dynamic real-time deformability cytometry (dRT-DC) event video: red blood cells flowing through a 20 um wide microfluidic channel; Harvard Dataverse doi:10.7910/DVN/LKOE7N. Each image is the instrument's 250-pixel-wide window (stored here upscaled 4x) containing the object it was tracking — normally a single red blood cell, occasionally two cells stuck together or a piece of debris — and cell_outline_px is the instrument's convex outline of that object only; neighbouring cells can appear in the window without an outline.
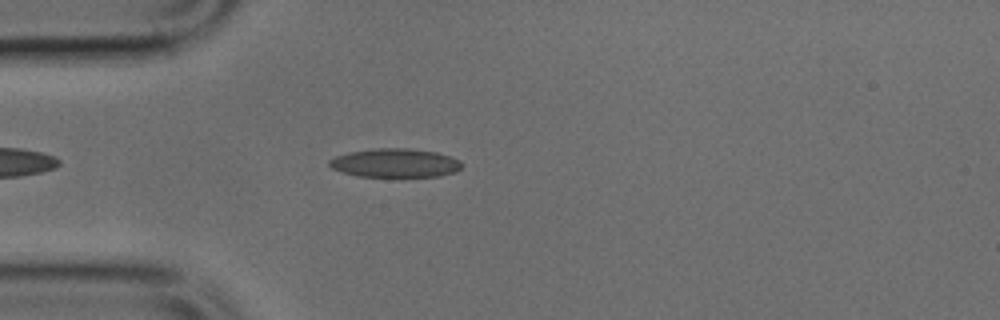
{"species": "common noctule bat (a hibernating species)", "species_latin": "Nyctalus noctula", "temperature_condition": "cold", "stored_images_in_passage": 41, "camera_frame_rate_fps": 3000, "um_per_image_px": 0.085, "animal": {"sex": "male", "body_mass_g": 17.9, "forearm_length_mm": 54.2}, "frame": {"image": 1, "passage_image": 5, "time_ms": 1.333, "image_size_px": [1000, 320], "cell_outline_px": [[464, 164], [456, 172], [440, 176], [360, 176], [344, 172], [332, 168], [328, 164], [328, 160], [336, 156], [348, 152], [376, 148], [408, 148], [436, 152], [460, 160]], "centroid_in_image_um": [33.6, 13.84], "position_along_channel_um": 51.4, "area_um2": 22.08}}
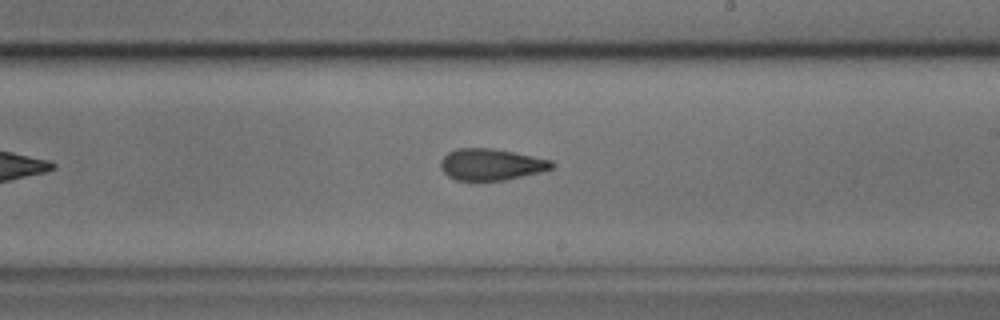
{"frame": {"image": 2, "passage_image": 20, "time_ms": 6.333, "image_size_px": [1000, 320], "cell_outline_px": [[556, 164], [552, 168], [540, 172], [504, 180], [456, 180], [448, 176], [440, 168], [440, 160], [448, 152], [456, 148], [492, 148], [552, 160]], "centroid_in_image_um": [41.72, 13.97], "position_along_channel_um": 247.3, "area_um2": 20.35}}
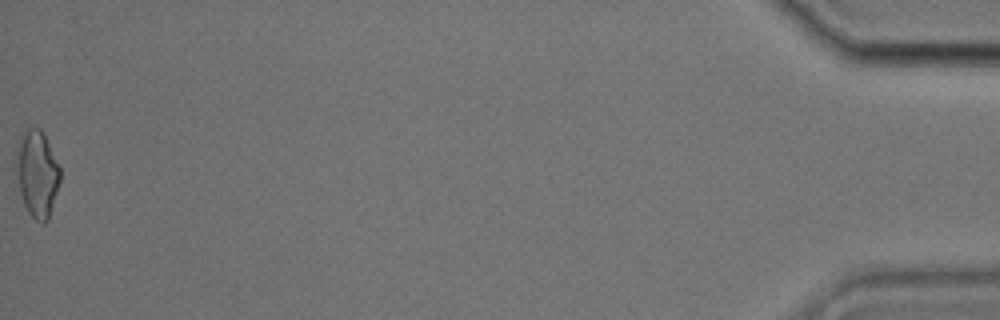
{"frame": {"image": 3, "passage_image": 41, "time_ms": 13.333, "image_size_px": [1000, 320], "cell_outline_px": [[60, 180], [52, 208], [48, 220], [44, 224], [40, 224], [28, 212], [24, 204], [12, 172], [12, 164], [16, 148], [20, 136], [28, 128], [40, 128], [60, 168]], "centroid_in_image_um": [3.07, 14.78], "position_along_channel_um": 432.1, "area_um2": 22.77}}